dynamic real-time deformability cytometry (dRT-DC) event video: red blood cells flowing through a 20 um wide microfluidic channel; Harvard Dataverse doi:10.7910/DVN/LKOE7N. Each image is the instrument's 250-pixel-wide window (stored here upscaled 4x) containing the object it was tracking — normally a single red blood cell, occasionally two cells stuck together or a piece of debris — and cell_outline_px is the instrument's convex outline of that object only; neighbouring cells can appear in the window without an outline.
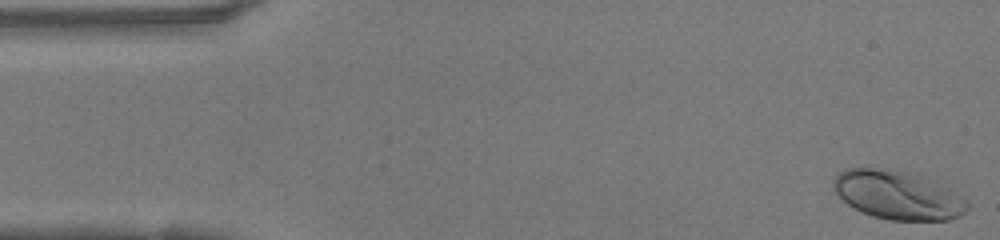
{"species": "human", "species_latin": "Homo sapiens", "temperature_condition": "warm", "stored_images_in_passage": 41, "camera_frame_rate_fps": 3000, "um_per_image_px": 0.085, "donor": {"sex": "female"}, "frame": {"image": 1, "passage_image": 1, "time_ms": 0.0, "image_size_px": [1000, 240], "cell_outline_px": [[972, 204], [960, 216], [948, 220], [888, 220], [872, 216], [860, 212], [848, 204], [832, 188], [832, 180], [840, 172], [848, 168], [872, 168], [920, 172], [948, 188], [968, 200]], "centroid_in_image_um": [76.35, 16.57], "position_along_channel_um": 8.6, "area_um2": 38.55}}
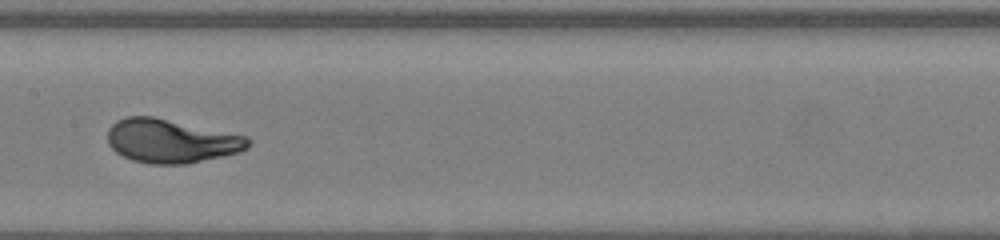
{"frame": {"image": 2, "passage_image": 23, "time_ms": 7.333, "image_size_px": [1000, 240], "cell_outline_px": [[252, 144], [248, 148], [240, 152], [188, 164], [148, 164], [132, 160], [116, 152], [108, 144], [108, 128], [116, 120], [128, 116], [152, 116], [248, 136], [252, 140]], "centroid_in_image_um": [14.57, 11.99], "position_along_channel_um": 192.8, "area_um2": 36.07}}
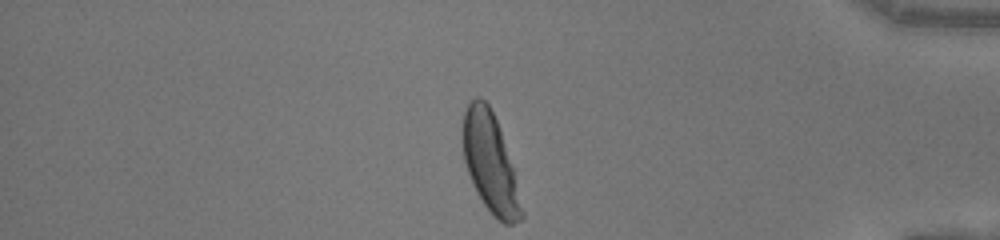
{"frame": {"image": 3, "passage_image": 40, "time_ms": 13.0, "image_size_px": [1000, 240], "cell_outline_px": [[524, 220], [512, 224], [504, 224], [492, 216], [476, 192], [472, 184], [464, 160], [460, 132], [464, 112], [468, 104], [476, 96], [480, 96], [488, 104], [496, 120], [512, 168], [524, 212]], "centroid_in_image_um": [41.63, 13.88], "position_along_channel_um": 393.6, "area_um2": 33.87}, "authors_computed_cell_mechanics": {"area_um2": 34.969, "velocity_mm_per_s": 4.1652, "shape_relaxation_time_tau1_ms": 3.0629, "shape_relaxation_time_tau2_ms": null, "deformation_change_tau1": 0.2073, "deformation_change_tau2": null}}